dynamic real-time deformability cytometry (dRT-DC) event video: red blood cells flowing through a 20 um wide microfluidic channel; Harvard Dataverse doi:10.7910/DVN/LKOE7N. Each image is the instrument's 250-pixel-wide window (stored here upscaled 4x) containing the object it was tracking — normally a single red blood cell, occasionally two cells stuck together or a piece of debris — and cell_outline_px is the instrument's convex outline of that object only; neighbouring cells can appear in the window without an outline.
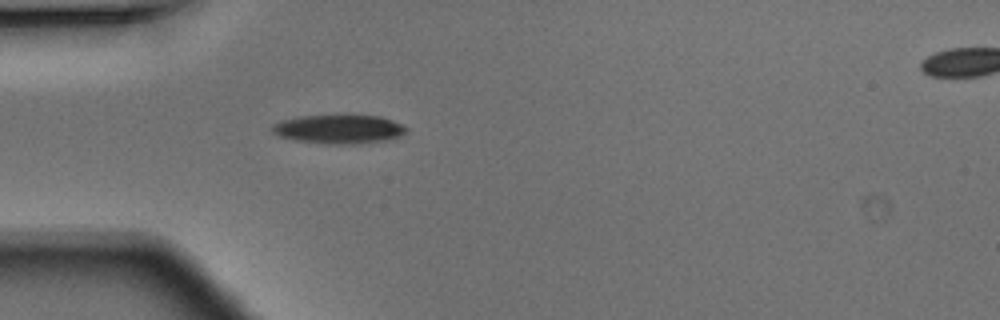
{"species": "Egyptian fruit bat (a non-hibernating species)", "species_latin": "Rousettus aegyptiacus", "temperature_condition": "warm", "stored_images_in_passage": 3, "camera_frame_rate_fps": 3000, "um_per_image_px": 0.085, "animal": {"sex": "male"}, "frame": {"image": 1, "passage_image": 2, "time_ms": 0.333, "image_size_px": [1000, 320], "cell_outline_px": [[292, 272], [264, 272], [232, 236], [228, 220], [232, 216], [244, 216], [268, 228], [292, 260]], "centroid_in_image_um": [22.12, 20.82], "position_along_channel_um": 62.9, "area_um2": 14.51}}